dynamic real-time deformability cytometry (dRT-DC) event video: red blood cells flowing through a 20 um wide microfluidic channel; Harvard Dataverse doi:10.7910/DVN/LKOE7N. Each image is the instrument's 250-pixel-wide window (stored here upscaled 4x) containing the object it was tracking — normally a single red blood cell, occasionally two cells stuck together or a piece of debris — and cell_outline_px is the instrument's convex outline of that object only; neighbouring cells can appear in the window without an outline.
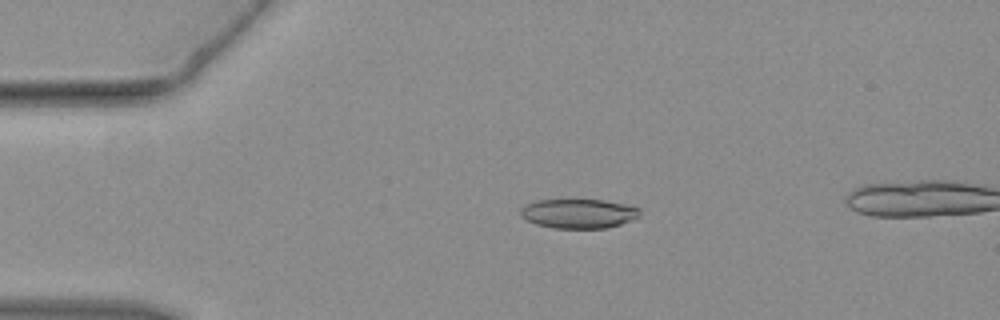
{"species": "common noctule bat (a hibernating species)", "species_latin": "Nyctalus noctula", "temperature_condition": "warm", "stored_images_in_passage": 34, "camera_frame_rate_fps": 3000, "um_per_image_px": 0.085, "animal": {"sex": "female", "body_mass_g": 19.3, "forearm_length_mm": 54.1}, "frame": {"image": 1, "passage_image": 1, "time_ms": 0.0, "image_size_px": [1000, 320], "cell_outline_px": [[640, 212], [632, 220], [608, 228], [552, 228], [536, 224], [520, 216], [520, 208], [524, 204], [536, 200], [604, 200], [624, 204], [640, 208]], "centroid_in_image_um": [49.13, 18.15], "position_along_channel_um": 35.9, "area_um2": 20.4}}
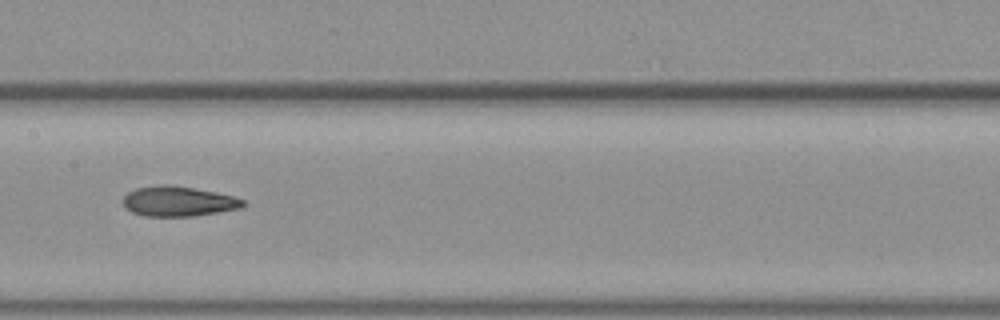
{"frame": {"image": 2, "passage_image": 14, "time_ms": 4.333, "image_size_px": [1000, 320], "cell_outline_px": [[244, 204], [240, 208], [220, 212], [196, 216], [144, 216], [132, 212], [124, 208], [124, 196], [128, 192], [136, 188], [160, 184], [168, 184], [216, 192], [232, 196], [244, 200]], "centroid_in_image_um": [15.13, 17.11], "position_along_channel_um": 192.3, "area_um2": 20.98}}
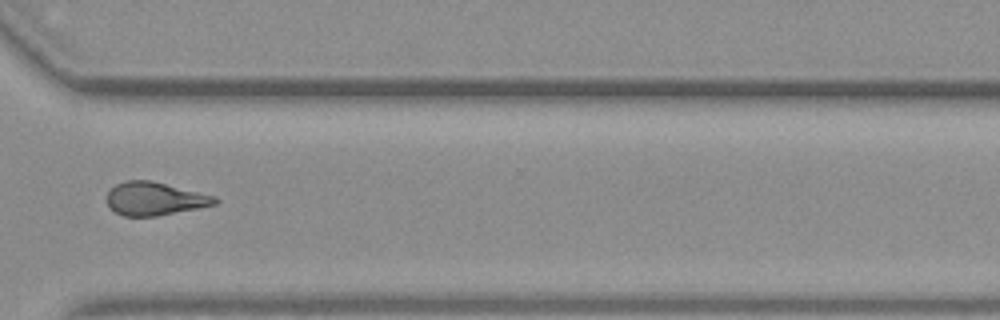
{"frame": {"image": 3, "passage_image": 25, "time_ms": 8.0, "image_size_px": [1000, 320], "cell_outline_px": [[220, 200], [216, 204], [200, 208], [156, 216], [124, 216], [108, 208], [108, 192], [116, 184], [124, 180], [152, 180], [216, 196]], "centroid_in_image_um": [13.18, 16.89], "position_along_channel_um": 357.4, "area_um2": 21.04}}